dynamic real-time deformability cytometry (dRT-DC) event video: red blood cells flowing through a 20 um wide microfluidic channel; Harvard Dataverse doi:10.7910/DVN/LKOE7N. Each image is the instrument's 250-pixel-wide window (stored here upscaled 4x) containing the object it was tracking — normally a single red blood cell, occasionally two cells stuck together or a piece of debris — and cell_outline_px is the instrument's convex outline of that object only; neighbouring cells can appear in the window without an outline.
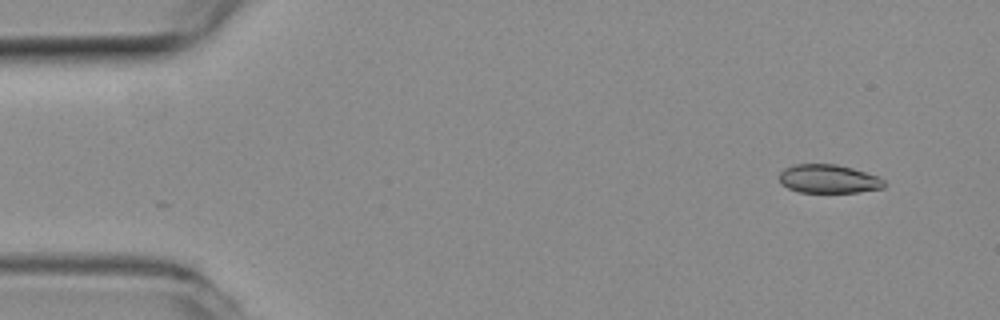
{"species": "common noctule bat (a hibernating species)", "species_latin": "Nyctalus noctula", "temperature_condition": "room temperature", "stored_images_in_passage": 52, "camera_frame_rate_fps": 3000, "um_per_image_px": 0.085, "animal": {"sex": "female", "body_mass_g": 19.3, "forearm_length_mm": 54.1}, "frame": {"image": 1, "passage_image": 3, "time_ms": 0.667, "image_size_px": [1000, 320], "cell_outline_px": [[884, 188], [860, 192], [800, 192], [788, 188], [780, 184], [780, 172], [784, 168], [796, 164], [836, 164], [852, 168], [876, 176], [884, 180]], "centroid_in_image_um": [70.4, 15.21], "position_along_channel_um": 14.6, "area_um2": 17.4}}
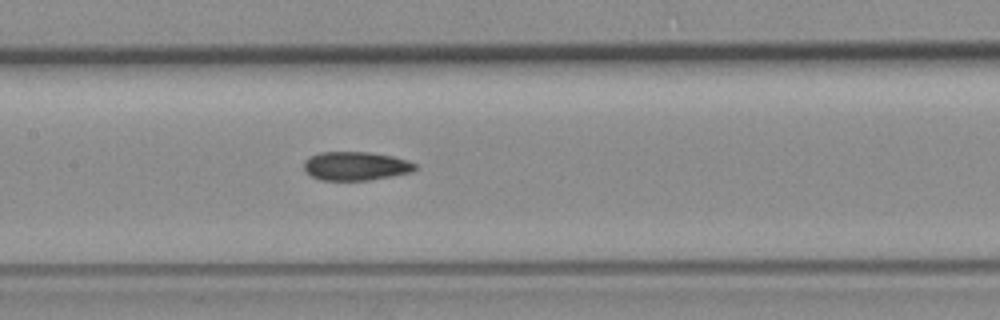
{"frame": {"image": 2, "passage_image": 24, "time_ms": 7.667, "image_size_px": [1000, 320], "cell_outline_px": [[416, 168], [412, 172], [392, 176], [368, 180], [320, 180], [312, 176], [304, 168], [304, 164], [312, 156], [320, 152], [368, 152], [392, 156], [408, 160], [416, 164]], "centroid_in_image_um": [30.28, 14.11], "position_along_channel_um": 177.1, "area_um2": 18.38}}
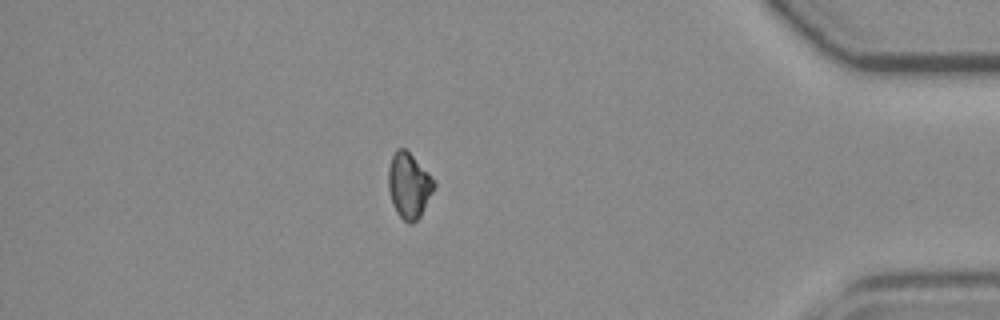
{"frame": {"image": 3, "passage_image": 45, "time_ms": 14.667, "image_size_px": [1000, 320], "cell_outline_px": [[436, 184], [420, 216], [412, 224], [408, 224], [396, 212], [392, 204], [388, 188], [388, 168], [392, 156], [396, 148], [404, 148], [436, 180]], "centroid_in_image_um": [34.74, 15.77], "position_along_channel_um": 400.5, "area_um2": 17.34}}